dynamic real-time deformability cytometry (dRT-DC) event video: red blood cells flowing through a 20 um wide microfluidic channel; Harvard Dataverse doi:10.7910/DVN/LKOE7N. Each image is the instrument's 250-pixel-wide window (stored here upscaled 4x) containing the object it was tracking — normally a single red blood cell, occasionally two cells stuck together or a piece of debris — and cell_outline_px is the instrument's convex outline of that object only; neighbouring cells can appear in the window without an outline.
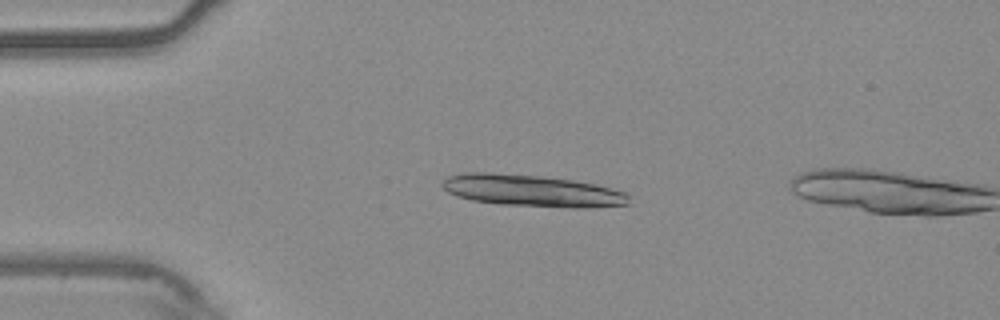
{"species": "common noctule bat (a hibernating species)", "species_latin": "Nyctalus noctula", "temperature_condition": "warm", "stored_images_in_passage": 14, "camera_frame_rate_fps": 3000, "um_per_image_px": 0.085, "animal": {"sex": "male", "body_mass_g": 20.4}, "frame": {"image": 1, "passage_image": 12, "time_ms": 3.667, "image_size_px": [1000, 320], "cell_outline_px": [[628, 204], [588, 208], [572, 208], [500, 204], [472, 200], [456, 196], [448, 192], [440, 184], [448, 176], [464, 172], [488, 172], [540, 176], [572, 180], [596, 184], [612, 188], [624, 192], [628, 196]], "centroid_in_image_um": [45.19, 16.21], "position_along_channel_um": 39.8, "area_um2": 34.56}}